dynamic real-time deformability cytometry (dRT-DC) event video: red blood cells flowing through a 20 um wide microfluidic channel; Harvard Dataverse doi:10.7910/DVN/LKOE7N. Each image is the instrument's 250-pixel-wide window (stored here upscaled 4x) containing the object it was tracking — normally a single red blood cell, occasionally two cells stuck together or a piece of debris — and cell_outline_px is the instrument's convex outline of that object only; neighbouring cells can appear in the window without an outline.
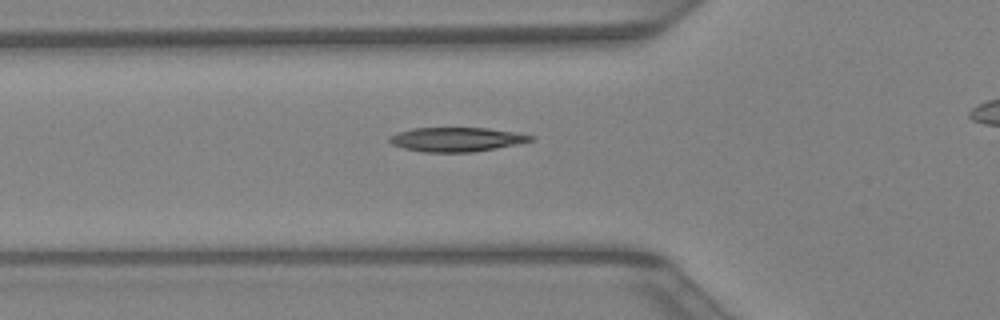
{"species": "Egyptian fruit bat (a non-hibernating species)", "species_latin": "Rousettus aegyptiacus", "temperature_condition": "warm", "stored_images_in_passage": 30, "camera_frame_rate_fps": 3000, "um_per_image_px": 0.085, "animal": {"sex": "female"}, "frame": {"image": 1, "passage_image": 8, "time_ms": 2.333, "image_size_px": [1000, 320], "cell_outline_px": [[536, 140], [496, 148], [472, 152], [424, 152], [404, 148], [392, 144], [388, 140], [388, 136], [412, 128], [488, 128], [536, 136]], "centroid_in_image_um": [38.81, 11.85], "position_along_channel_um": 87.0, "area_um2": 19.83}}
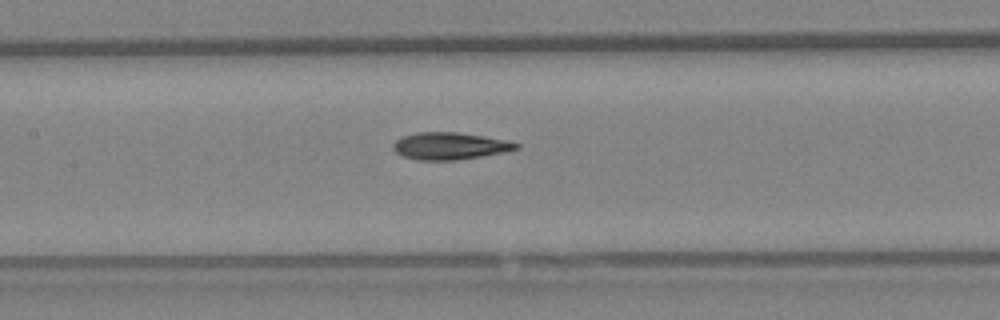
{"frame": {"image": 2, "passage_image": 13, "time_ms": 4.0, "image_size_px": [1000, 320], "cell_outline_px": [[520, 148], [504, 152], [456, 160], [416, 160], [400, 156], [392, 148], [392, 144], [396, 140], [404, 136], [416, 132], [456, 132], [484, 136], [508, 140], [520, 144]], "centroid_in_image_um": [38.21, 12.41], "position_along_channel_um": 169.2, "area_um2": 19.54}}
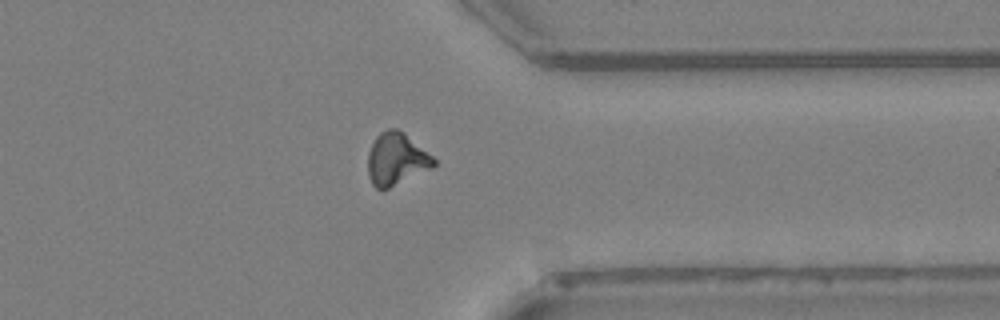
{"frame": {"image": 3, "passage_image": 26, "time_ms": 8.333, "image_size_px": [1000, 320], "cell_outline_px": [[436, 164], [432, 168], [388, 188], [376, 188], [372, 184], [368, 176], [368, 152], [376, 136], [380, 132], [388, 128], [396, 128], [404, 132], [432, 156], [436, 160]], "centroid_in_image_um": [33.68, 13.5], "position_along_channel_um": 377.7, "area_um2": 19.94}}